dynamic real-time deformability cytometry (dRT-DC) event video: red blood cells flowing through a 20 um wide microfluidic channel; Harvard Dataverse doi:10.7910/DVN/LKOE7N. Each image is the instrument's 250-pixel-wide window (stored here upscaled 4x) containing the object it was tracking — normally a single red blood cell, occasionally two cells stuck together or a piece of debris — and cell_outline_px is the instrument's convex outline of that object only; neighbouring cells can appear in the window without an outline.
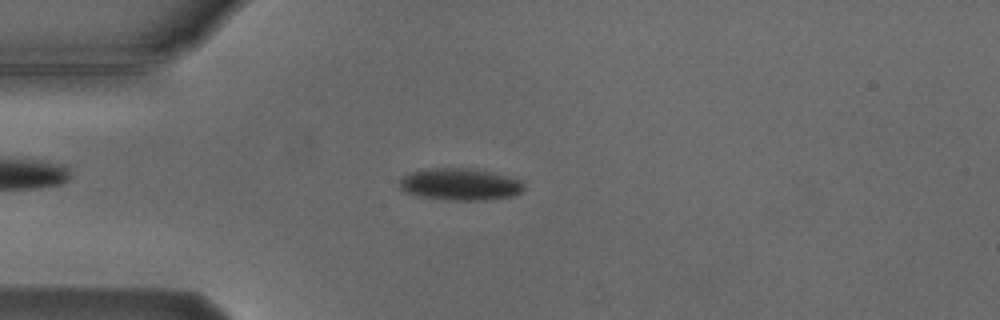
{"species": "Egyptian fruit bat (a non-hibernating species)", "species_latin": "Rousettus aegyptiacus", "temperature_condition": "cold", "stored_images_in_passage": 5, "camera_frame_rate_fps": 3000, "um_per_image_px": 0.085, "animal": {"sex": "male"}, "frame": {"image": 1, "passage_image": 5, "time_ms": 4.333, "image_size_px": [1000, 320], "cell_outline_px": [[524, 188], [520, 192], [512, 196], [484, 200], [444, 200], [420, 196], [404, 192], [400, 188], [400, 180], [404, 176], [412, 172], [424, 168], [476, 168], [508, 176], [520, 180], [524, 184]], "centroid_in_image_um": [39.1, 15.66], "position_along_channel_um": 45.9, "area_um2": 23.29}}